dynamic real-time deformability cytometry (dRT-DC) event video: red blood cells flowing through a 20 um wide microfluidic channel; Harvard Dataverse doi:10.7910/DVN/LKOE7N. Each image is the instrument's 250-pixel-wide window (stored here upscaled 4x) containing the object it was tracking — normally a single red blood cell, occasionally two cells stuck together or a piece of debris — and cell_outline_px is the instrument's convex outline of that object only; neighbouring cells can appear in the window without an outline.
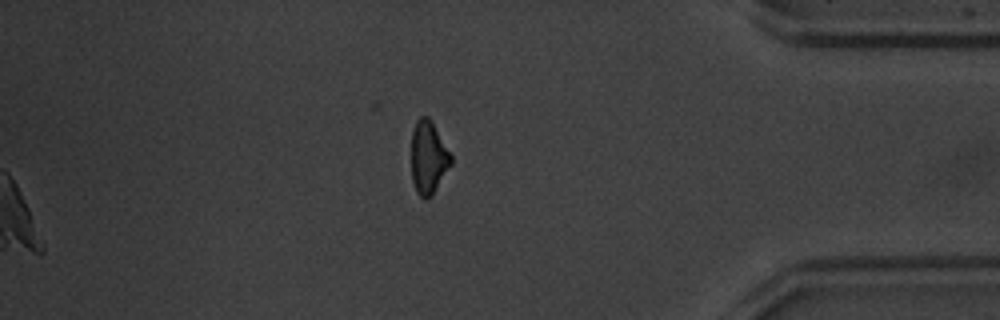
{"species": "common noctule bat (a hibernating species)", "species_latin": "Nyctalus noctula", "temperature_condition": "warm", "stored_images_in_passage": 41, "camera_frame_rate_fps": 3000, "um_per_image_px": 0.085, "animal": {"sex": "male", "body_mass_g": 20.1, "forearm_length_mm": 53.5}, "frame": {"image": 1, "passage_image": 41, "time_ms": 13.333, "image_size_px": [1000, 320], "cell_outline_px": [[452, 164], [432, 196], [424, 200], [416, 192], [412, 180], [412, 128], [416, 120], [420, 116], [428, 116], [432, 120], [452, 156]], "centroid_in_image_um": [36.42, 13.38], "position_along_channel_um": 398.8, "area_um2": 17.11}}